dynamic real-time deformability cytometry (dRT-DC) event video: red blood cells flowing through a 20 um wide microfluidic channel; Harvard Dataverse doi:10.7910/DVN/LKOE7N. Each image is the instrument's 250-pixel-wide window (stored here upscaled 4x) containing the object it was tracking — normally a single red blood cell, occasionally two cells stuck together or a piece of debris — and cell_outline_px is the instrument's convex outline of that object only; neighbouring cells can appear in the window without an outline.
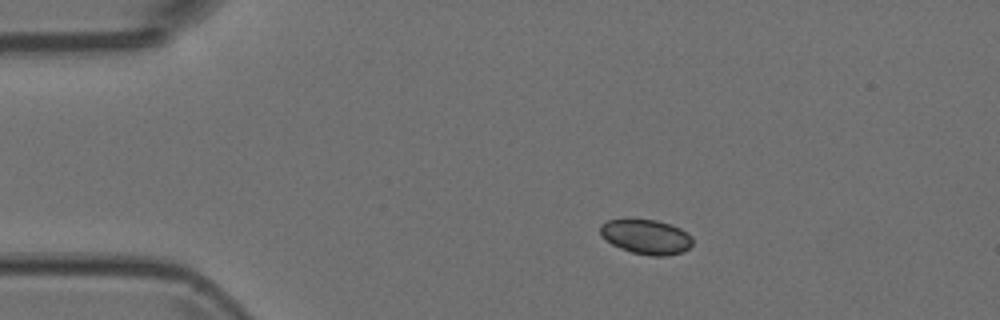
{"species": "Egyptian fruit bat (a non-hibernating species)", "species_latin": "Rousettus aegyptiacus", "temperature_condition": "room temperature", "stored_images_in_passage": 4, "camera_frame_rate_fps": 3000, "um_per_image_px": 0.085, "animal": {"sex": "female"}, "frame": {"image": 1, "passage_image": 2, "time_ms": 0.333, "image_size_px": [1000, 320], "cell_outline_px": [[692, 244], [684, 252], [664, 256], [648, 256], [632, 252], [620, 248], [612, 244], [600, 236], [600, 224], [608, 220], [656, 220], [680, 228], [688, 232], [692, 236]], "centroid_in_image_um": [54.93, 20.14], "position_along_channel_um": 30.1, "area_um2": 18.67}}
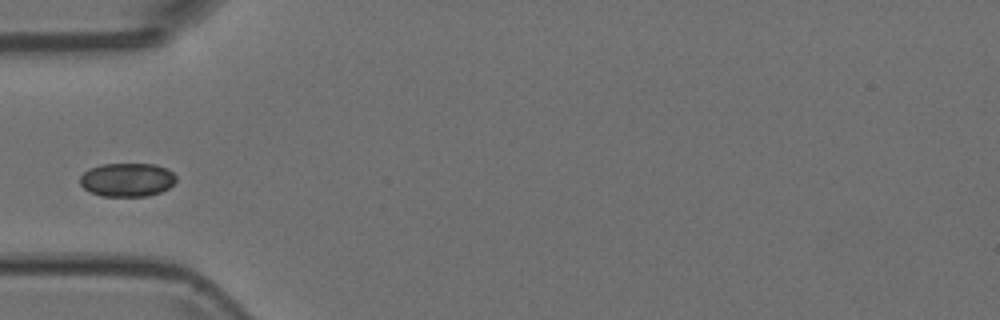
{"frame": {"image": 2, "passage_image": 4, "time_ms": 1.0, "image_size_px": [1000, 320], "cell_outline_px": [[176, 180], [168, 188], [160, 192], [148, 196], [100, 196], [84, 188], [80, 184], [80, 176], [84, 172], [92, 168], [104, 164], [156, 164], [168, 168], [176, 176]], "centroid_in_image_um": [10.83, 15.28], "position_along_channel_um": 74.2, "area_um2": 18.79}}